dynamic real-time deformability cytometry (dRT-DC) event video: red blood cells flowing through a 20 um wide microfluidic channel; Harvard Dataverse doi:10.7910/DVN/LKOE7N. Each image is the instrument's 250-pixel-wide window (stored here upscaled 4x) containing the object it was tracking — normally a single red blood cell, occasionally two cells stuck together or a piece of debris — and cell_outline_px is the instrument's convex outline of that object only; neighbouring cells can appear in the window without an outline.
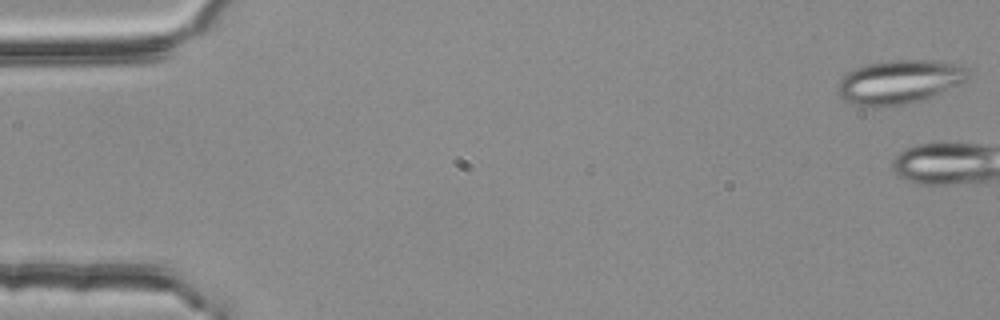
{"species": "common noctule bat (a hibernating species)", "species_latin": "Nyctalus noctula", "temperature_condition": "room temperature", "stored_images_in_passage": 3, "camera_frame_rate_fps": 3000, "um_per_image_px": 0.085, "animal": {"sex": "female", "body_mass_g": 25.1}, "frame": {"image": 1, "passage_image": 1, "time_ms": 0.0, "image_size_px": [1000, 320], "cell_outline_px": [[968, 76], [964, 80], [932, 96], [908, 104], [880, 108], [876, 108], [856, 104], [844, 100], [836, 92], [836, 88], [840, 80], [848, 72], [864, 64], [888, 60], [932, 60], [964, 64], [968, 68]], "centroid_in_image_um": [76.4, 6.95], "position_along_channel_um": 8.6, "area_um2": 33.47}}